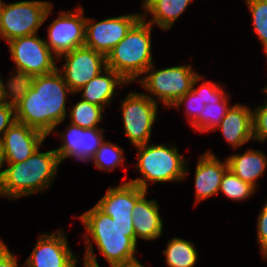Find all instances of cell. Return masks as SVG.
Masks as SVG:
<instances>
[{
    "instance_id": "1",
    "label": "cell",
    "mask_w": 267,
    "mask_h": 267,
    "mask_svg": "<svg viewBox=\"0 0 267 267\" xmlns=\"http://www.w3.org/2000/svg\"><path fill=\"white\" fill-rule=\"evenodd\" d=\"M73 94L58 69L14 82L12 99L16 121L49 137L54 130L59 129L60 124L67 121V103Z\"/></svg>"
},
{
    "instance_id": "2",
    "label": "cell",
    "mask_w": 267,
    "mask_h": 267,
    "mask_svg": "<svg viewBox=\"0 0 267 267\" xmlns=\"http://www.w3.org/2000/svg\"><path fill=\"white\" fill-rule=\"evenodd\" d=\"M77 218L84 226L81 237L85 248L81 263L87 267H102L97 254L102 255L109 267H131L141 263L136 255L139 244L135 240L132 219H112L96 205Z\"/></svg>"
},
{
    "instance_id": "3",
    "label": "cell",
    "mask_w": 267,
    "mask_h": 267,
    "mask_svg": "<svg viewBox=\"0 0 267 267\" xmlns=\"http://www.w3.org/2000/svg\"><path fill=\"white\" fill-rule=\"evenodd\" d=\"M40 146L29 158L19 163H4L0 197L15 202L24 197L46 193L59 174L61 162L55 149L43 151Z\"/></svg>"
},
{
    "instance_id": "4",
    "label": "cell",
    "mask_w": 267,
    "mask_h": 267,
    "mask_svg": "<svg viewBox=\"0 0 267 267\" xmlns=\"http://www.w3.org/2000/svg\"><path fill=\"white\" fill-rule=\"evenodd\" d=\"M208 80L204 74H198L192 89L178 99L169 109L182 112L188 126L199 135L209 134L220 124L227 111L234 104L232 92L226 90L227 84ZM231 99V100H230ZM180 110V111H179Z\"/></svg>"
},
{
    "instance_id": "5",
    "label": "cell",
    "mask_w": 267,
    "mask_h": 267,
    "mask_svg": "<svg viewBox=\"0 0 267 267\" xmlns=\"http://www.w3.org/2000/svg\"><path fill=\"white\" fill-rule=\"evenodd\" d=\"M136 151L135 171L140 176L128 179L149 192L152 184L183 183L190 173V159L180 153L176 141L148 142L134 147Z\"/></svg>"
},
{
    "instance_id": "6",
    "label": "cell",
    "mask_w": 267,
    "mask_h": 267,
    "mask_svg": "<svg viewBox=\"0 0 267 267\" xmlns=\"http://www.w3.org/2000/svg\"><path fill=\"white\" fill-rule=\"evenodd\" d=\"M153 28L141 18L106 56V67L117 72L130 86L155 62Z\"/></svg>"
},
{
    "instance_id": "7",
    "label": "cell",
    "mask_w": 267,
    "mask_h": 267,
    "mask_svg": "<svg viewBox=\"0 0 267 267\" xmlns=\"http://www.w3.org/2000/svg\"><path fill=\"white\" fill-rule=\"evenodd\" d=\"M156 65L154 62L136 83L152 101L162 104V109H169L192 89L193 81L200 72L195 71L190 62L165 68Z\"/></svg>"
},
{
    "instance_id": "8",
    "label": "cell",
    "mask_w": 267,
    "mask_h": 267,
    "mask_svg": "<svg viewBox=\"0 0 267 267\" xmlns=\"http://www.w3.org/2000/svg\"><path fill=\"white\" fill-rule=\"evenodd\" d=\"M39 34L18 37L6 43L9 57L15 65L10 72L14 82L25 81L57 69V57Z\"/></svg>"
},
{
    "instance_id": "9",
    "label": "cell",
    "mask_w": 267,
    "mask_h": 267,
    "mask_svg": "<svg viewBox=\"0 0 267 267\" xmlns=\"http://www.w3.org/2000/svg\"><path fill=\"white\" fill-rule=\"evenodd\" d=\"M54 6L49 0L6 2L0 20V39L6 44L15 38L39 33L54 14Z\"/></svg>"
},
{
    "instance_id": "10",
    "label": "cell",
    "mask_w": 267,
    "mask_h": 267,
    "mask_svg": "<svg viewBox=\"0 0 267 267\" xmlns=\"http://www.w3.org/2000/svg\"><path fill=\"white\" fill-rule=\"evenodd\" d=\"M120 100L119 111L123 124V134L133 147L144 145L152 140V132L156 121L159 120L160 104L152 101L142 91L127 92V96Z\"/></svg>"
},
{
    "instance_id": "11",
    "label": "cell",
    "mask_w": 267,
    "mask_h": 267,
    "mask_svg": "<svg viewBox=\"0 0 267 267\" xmlns=\"http://www.w3.org/2000/svg\"><path fill=\"white\" fill-rule=\"evenodd\" d=\"M79 2L71 10H59L52 22L46 26L45 42L58 58L85 45L86 14Z\"/></svg>"
},
{
    "instance_id": "12",
    "label": "cell",
    "mask_w": 267,
    "mask_h": 267,
    "mask_svg": "<svg viewBox=\"0 0 267 267\" xmlns=\"http://www.w3.org/2000/svg\"><path fill=\"white\" fill-rule=\"evenodd\" d=\"M39 232L34 248L24 261L25 267H77L81 264L80 256L68 244L63 227Z\"/></svg>"
},
{
    "instance_id": "13",
    "label": "cell",
    "mask_w": 267,
    "mask_h": 267,
    "mask_svg": "<svg viewBox=\"0 0 267 267\" xmlns=\"http://www.w3.org/2000/svg\"><path fill=\"white\" fill-rule=\"evenodd\" d=\"M141 18L139 11L100 21L86 15L85 46L106 57Z\"/></svg>"
},
{
    "instance_id": "14",
    "label": "cell",
    "mask_w": 267,
    "mask_h": 267,
    "mask_svg": "<svg viewBox=\"0 0 267 267\" xmlns=\"http://www.w3.org/2000/svg\"><path fill=\"white\" fill-rule=\"evenodd\" d=\"M64 127L51 133L61 142L54 148L61 164L68 159L87 164L104 141L105 128L84 129L69 122Z\"/></svg>"
},
{
    "instance_id": "15",
    "label": "cell",
    "mask_w": 267,
    "mask_h": 267,
    "mask_svg": "<svg viewBox=\"0 0 267 267\" xmlns=\"http://www.w3.org/2000/svg\"><path fill=\"white\" fill-rule=\"evenodd\" d=\"M57 63H60L57 69L74 93L107 68L106 57L85 45L62 54Z\"/></svg>"
},
{
    "instance_id": "16",
    "label": "cell",
    "mask_w": 267,
    "mask_h": 267,
    "mask_svg": "<svg viewBox=\"0 0 267 267\" xmlns=\"http://www.w3.org/2000/svg\"><path fill=\"white\" fill-rule=\"evenodd\" d=\"M213 149L200 153L194 167V206L218 196L224 173L229 169L227 159L219 158Z\"/></svg>"
},
{
    "instance_id": "17",
    "label": "cell",
    "mask_w": 267,
    "mask_h": 267,
    "mask_svg": "<svg viewBox=\"0 0 267 267\" xmlns=\"http://www.w3.org/2000/svg\"><path fill=\"white\" fill-rule=\"evenodd\" d=\"M47 138L42 132L16 121L6 130L0 143L4 163L25 161Z\"/></svg>"
},
{
    "instance_id": "18",
    "label": "cell",
    "mask_w": 267,
    "mask_h": 267,
    "mask_svg": "<svg viewBox=\"0 0 267 267\" xmlns=\"http://www.w3.org/2000/svg\"><path fill=\"white\" fill-rule=\"evenodd\" d=\"M246 103L235 102L227 111L226 116L213 130L220 131L223 140L232 151L241 149L253 139V114L252 106Z\"/></svg>"
},
{
    "instance_id": "19",
    "label": "cell",
    "mask_w": 267,
    "mask_h": 267,
    "mask_svg": "<svg viewBox=\"0 0 267 267\" xmlns=\"http://www.w3.org/2000/svg\"><path fill=\"white\" fill-rule=\"evenodd\" d=\"M146 192L128 181L109 185L95 205L112 219H133L132 210L135 203Z\"/></svg>"
},
{
    "instance_id": "20",
    "label": "cell",
    "mask_w": 267,
    "mask_h": 267,
    "mask_svg": "<svg viewBox=\"0 0 267 267\" xmlns=\"http://www.w3.org/2000/svg\"><path fill=\"white\" fill-rule=\"evenodd\" d=\"M148 191L135 203L132 210V222L135 231V240L156 241L163 236L164 223L160 204L156 199H148Z\"/></svg>"
},
{
    "instance_id": "21",
    "label": "cell",
    "mask_w": 267,
    "mask_h": 267,
    "mask_svg": "<svg viewBox=\"0 0 267 267\" xmlns=\"http://www.w3.org/2000/svg\"><path fill=\"white\" fill-rule=\"evenodd\" d=\"M129 87V84L114 70L106 68L101 74L93 78L86 85L81 87L73 96L109 109L113 100H117L122 89ZM120 88V89H118Z\"/></svg>"
},
{
    "instance_id": "22",
    "label": "cell",
    "mask_w": 267,
    "mask_h": 267,
    "mask_svg": "<svg viewBox=\"0 0 267 267\" xmlns=\"http://www.w3.org/2000/svg\"><path fill=\"white\" fill-rule=\"evenodd\" d=\"M193 2V0H142L139 3L140 8L142 7V18L167 33Z\"/></svg>"
},
{
    "instance_id": "23",
    "label": "cell",
    "mask_w": 267,
    "mask_h": 267,
    "mask_svg": "<svg viewBox=\"0 0 267 267\" xmlns=\"http://www.w3.org/2000/svg\"><path fill=\"white\" fill-rule=\"evenodd\" d=\"M229 169L243 181L259 188V180L267 170V155L261 149L248 147L242 153H232L225 156Z\"/></svg>"
},
{
    "instance_id": "24",
    "label": "cell",
    "mask_w": 267,
    "mask_h": 267,
    "mask_svg": "<svg viewBox=\"0 0 267 267\" xmlns=\"http://www.w3.org/2000/svg\"><path fill=\"white\" fill-rule=\"evenodd\" d=\"M163 248L164 262L167 267H195L199 259V251L192 240L174 236Z\"/></svg>"
},
{
    "instance_id": "25",
    "label": "cell",
    "mask_w": 267,
    "mask_h": 267,
    "mask_svg": "<svg viewBox=\"0 0 267 267\" xmlns=\"http://www.w3.org/2000/svg\"><path fill=\"white\" fill-rule=\"evenodd\" d=\"M124 146L118 145L113 141H108L107 138L101 143L100 147L95 152L94 156L88 163H92L95 169L103 172H114L117 168L123 167L125 176L123 177L124 182L127 181L126 174L130 168L129 163L126 161ZM126 178V179H125Z\"/></svg>"
},
{
    "instance_id": "26",
    "label": "cell",
    "mask_w": 267,
    "mask_h": 267,
    "mask_svg": "<svg viewBox=\"0 0 267 267\" xmlns=\"http://www.w3.org/2000/svg\"><path fill=\"white\" fill-rule=\"evenodd\" d=\"M106 110L96 104L89 103L83 99H77L72 106H69L68 122L81 128H102Z\"/></svg>"
},
{
    "instance_id": "27",
    "label": "cell",
    "mask_w": 267,
    "mask_h": 267,
    "mask_svg": "<svg viewBox=\"0 0 267 267\" xmlns=\"http://www.w3.org/2000/svg\"><path fill=\"white\" fill-rule=\"evenodd\" d=\"M257 192L256 187L243 181L228 169L223 175L218 195H224L225 199H229V201L242 203L250 200Z\"/></svg>"
},
{
    "instance_id": "28",
    "label": "cell",
    "mask_w": 267,
    "mask_h": 267,
    "mask_svg": "<svg viewBox=\"0 0 267 267\" xmlns=\"http://www.w3.org/2000/svg\"><path fill=\"white\" fill-rule=\"evenodd\" d=\"M244 3L250 13L251 29L267 58V0H244Z\"/></svg>"
},
{
    "instance_id": "29",
    "label": "cell",
    "mask_w": 267,
    "mask_h": 267,
    "mask_svg": "<svg viewBox=\"0 0 267 267\" xmlns=\"http://www.w3.org/2000/svg\"><path fill=\"white\" fill-rule=\"evenodd\" d=\"M259 105H252L253 114V139L254 143H266L267 141V99Z\"/></svg>"
},
{
    "instance_id": "30",
    "label": "cell",
    "mask_w": 267,
    "mask_h": 267,
    "mask_svg": "<svg viewBox=\"0 0 267 267\" xmlns=\"http://www.w3.org/2000/svg\"><path fill=\"white\" fill-rule=\"evenodd\" d=\"M260 207L258 216L256 219V244L258 250H260L261 258L263 261H267V199Z\"/></svg>"
},
{
    "instance_id": "31",
    "label": "cell",
    "mask_w": 267,
    "mask_h": 267,
    "mask_svg": "<svg viewBox=\"0 0 267 267\" xmlns=\"http://www.w3.org/2000/svg\"><path fill=\"white\" fill-rule=\"evenodd\" d=\"M16 122L15 105L13 99L0 106V143L6 130Z\"/></svg>"
},
{
    "instance_id": "32",
    "label": "cell",
    "mask_w": 267,
    "mask_h": 267,
    "mask_svg": "<svg viewBox=\"0 0 267 267\" xmlns=\"http://www.w3.org/2000/svg\"><path fill=\"white\" fill-rule=\"evenodd\" d=\"M18 257L10 250L8 244L0 239V267H25L24 262L19 263Z\"/></svg>"
},
{
    "instance_id": "33",
    "label": "cell",
    "mask_w": 267,
    "mask_h": 267,
    "mask_svg": "<svg viewBox=\"0 0 267 267\" xmlns=\"http://www.w3.org/2000/svg\"><path fill=\"white\" fill-rule=\"evenodd\" d=\"M0 73V106L7 104L12 99V89L14 81L9 74L7 78H2Z\"/></svg>"
},
{
    "instance_id": "34",
    "label": "cell",
    "mask_w": 267,
    "mask_h": 267,
    "mask_svg": "<svg viewBox=\"0 0 267 267\" xmlns=\"http://www.w3.org/2000/svg\"><path fill=\"white\" fill-rule=\"evenodd\" d=\"M3 171H4V160H3V153H2L1 144H0V183L2 180V176H3Z\"/></svg>"
},
{
    "instance_id": "35",
    "label": "cell",
    "mask_w": 267,
    "mask_h": 267,
    "mask_svg": "<svg viewBox=\"0 0 267 267\" xmlns=\"http://www.w3.org/2000/svg\"><path fill=\"white\" fill-rule=\"evenodd\" d=\"M5 3H6L5 0H0V20H1V15H2V11H3V7Z\"/></svg>"
},
{
    "instance_id": "36",
    "label": "cell",
    "mask_w": 267,
    "mask_h": 267,
    "mask_svg": "<svg viewBox=\"0 0 267 267\" xmlns=\"http://www.w3.org/2000/svg\"><path fill=\"white\" fill-rule=\"evenodd\" d=\"M263 93V96L267 99V84L263 86V88L260 90Z\"/></svg>"
},
{
    "instance_id": "37",
    "label": "cell",
    "mask_w": 267,
    "mask_h": 267,
    "mask_svg": "<svg viewBox=\"0 0 267 267\" xmlns=\"http://www.w3.org/2000/svg\"><path fill=\"white\" fill-rule=\"evenodd\" d=\"M131 267H146V265H145V264H142V263H140V264H137V265H134V266H131Z\"/></svg>"
},
{
    "instance_id": "38",
    "label": "cell",
    "mask_w": 267,
    "mask_h": 267,
    "mask_svg": "<svg viewBox=\"0 0 267 267\" xmlns=\"http://www.w3.org/2000/svg\"><path fill=\"white\" fill-rule=\"evenodd\" d=\"M82 264V266L81 267H87L84 263H81Z\"/></svg>"
}]
</instances>
